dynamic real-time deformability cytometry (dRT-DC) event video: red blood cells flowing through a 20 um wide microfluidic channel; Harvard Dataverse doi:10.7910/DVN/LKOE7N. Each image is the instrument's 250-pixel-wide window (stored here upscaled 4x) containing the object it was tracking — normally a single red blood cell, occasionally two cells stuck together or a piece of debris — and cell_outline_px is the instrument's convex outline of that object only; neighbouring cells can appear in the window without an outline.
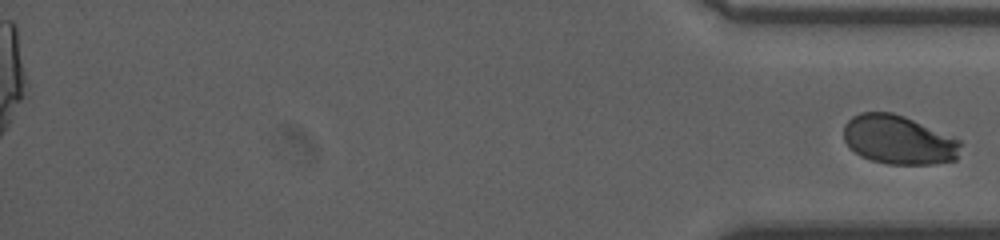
{"species": "human", "species_latin": "Homo sapiens", "temperature_condition": "room temperature", "stored_images_in_passage": 61, "segment_of_instrument_passage": [2, 2], "camera_frame_rate_fps": 3000, "um_per_image_px": 0.085, "donor": {"sex": "male"}, "frame": {"image": 1, "passage_image": 61, "time_ms": 20.0, "image_size_px": [1000, 240], "cell_outline_px": [[960, 144], [956, 160], [936, 164], [888, 164], [872, 160], [860, 156], [844, 140], [844, 124], [852, 116], [860, 112], [892, 112], [904, 116], [960, 140]], "centroid_in_image_um": [76.36, 11.89], "position_along_channel_um": 358.8, "area_um2": 33.12}}